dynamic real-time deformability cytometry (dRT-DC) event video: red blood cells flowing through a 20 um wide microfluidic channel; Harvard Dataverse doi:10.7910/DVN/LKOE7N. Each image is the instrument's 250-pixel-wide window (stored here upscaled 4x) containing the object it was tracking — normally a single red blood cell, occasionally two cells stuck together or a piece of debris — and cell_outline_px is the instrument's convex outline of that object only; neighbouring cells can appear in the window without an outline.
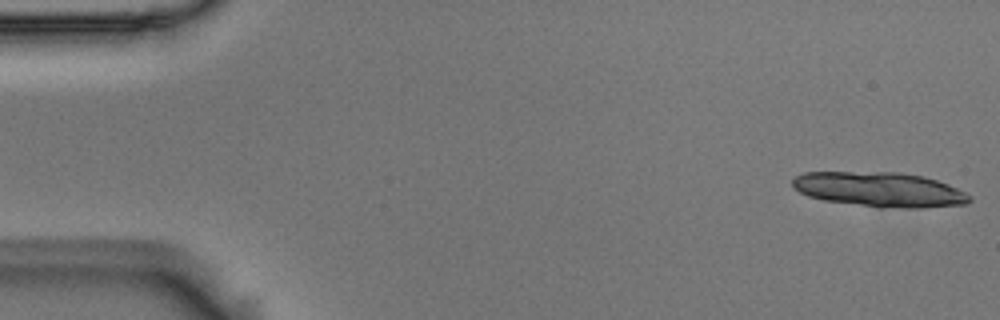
{"species": "Egyptian fruit bat (a non-hibernating species)", "species_latin": "Rousettus aegyptiacus", "temperature_condition": "room temperature", "stored_images_in_passage": 15, "camera_frame_rate_fps": 3000, "um_per_image_px": 0.085, "animal": {"sex": "male"}, "frame": {"image": 1, "passage_image": 1, "time_ms": 0.0, "image_size_px": [1000, 320], "cell_outline_px": [[972, 200], [964, 204], [924, 208], [880, 208], [824, 200], [808, 196], [800, 192], [792, 184], [792, 180], [796, 176], [804, 172], [896, 172], [924, 176], [948, 184], [972, 196]], "centroid_in_image_um": [74.78, 16.11], "position_along_channel_um": 10.2, "area_um2": 35.95}}